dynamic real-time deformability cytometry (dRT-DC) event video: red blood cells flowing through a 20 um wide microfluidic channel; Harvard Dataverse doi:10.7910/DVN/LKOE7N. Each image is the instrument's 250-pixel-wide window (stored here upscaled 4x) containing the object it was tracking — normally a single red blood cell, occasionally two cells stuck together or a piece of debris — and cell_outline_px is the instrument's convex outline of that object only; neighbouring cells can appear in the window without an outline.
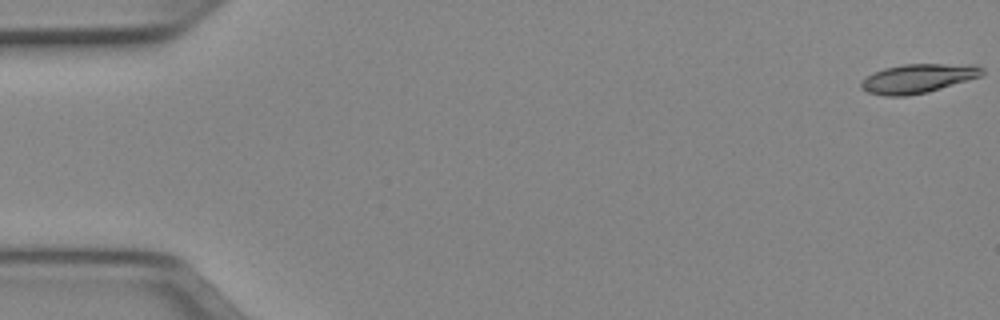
{"species": "Egyptian fruit bat (a non-hibernating species)", "species_latin": "Rousettus aegyptiacus", "temperature_condition": "cold", "stored_images_in_passage": 51, "camera_frame_rate_fps": 3000, "um_per_image_px": 0.085, "animal": {"sex": "female"}, "frame": {"image": 1, "passage_image": 1, "time_ms": 0.0, "image_size_px": [1000, 320], "cell_outline_px": [[984, 72], [980, 76], [928, 92], [908, 96], [884, 96], [868, 92], [860, 88], [860, 80], [872, 72], [884, 68], [904, 64], [972, 64], [984, 68]], "centroid_in_image_um": [77.98, 6.67], "position_along_channel_um": 7.0, "area_um2": 20.63}}
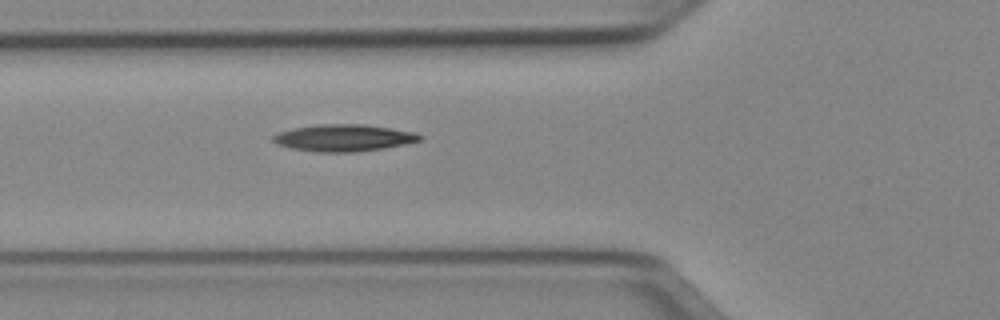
{"frame": {"image": 2, "passage_image": 19, "time_ms": 6.0, "image_size_px": [1000, 320], "cell_outline_px": [[424, 140], [384, 148], [356, 152], [316, 152], [292, 148], [276, 144], [272, 140], [272, 136], [280, 132], [292, 128], [320, 124], [364, 124], [392, 128], [416, 132], [424, 136]], "centroid_in_image_um": [29.26, 11.71], "position_along_channel_um": 96.5, "area_um2": 23.18}}
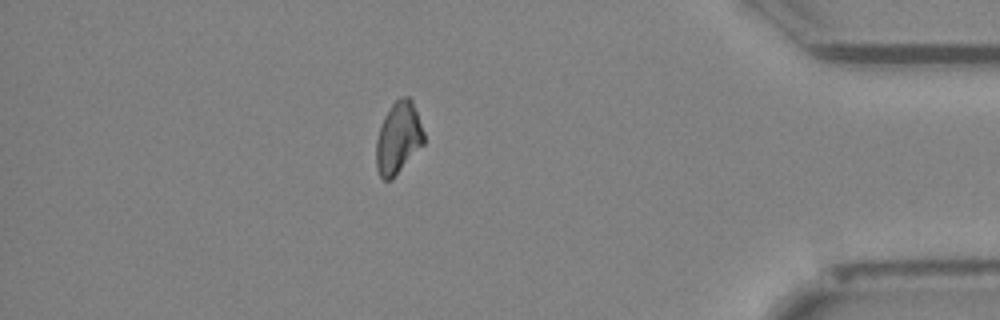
{"frame": {"image": 3, "passage_image": 45, "time_ms": 14.667, "image_size_px": [1000, 320], "cell_outline_px": [[424, 144], [392, 180], [384, 180], [380, 176], [376, 168], [376, 140], [380, 124], [384, 116], [392, 104], [400, 96], [408, 96], [412, 100], [424, 132]], "centroid_in_image_um": [33.84, 11.73], "position_along_channel_um": 401.4, "area_um2": 20.11}}